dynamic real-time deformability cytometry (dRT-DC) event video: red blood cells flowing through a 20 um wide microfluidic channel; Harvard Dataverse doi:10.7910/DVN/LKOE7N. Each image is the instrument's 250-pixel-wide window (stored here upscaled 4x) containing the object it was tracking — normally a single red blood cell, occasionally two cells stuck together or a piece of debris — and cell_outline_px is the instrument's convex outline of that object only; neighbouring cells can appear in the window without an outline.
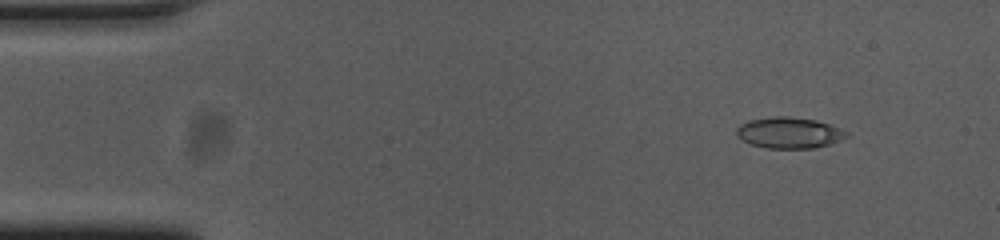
{"species": "common noctule bat (a hibernating species)", "species_latin": "Nyctalus noctula", "temperature_condition": "cold", "stored_images_in_passage": 52, "camera_frame_rate_fps": 3000, "um_per_image_px": 0.085, "animal": {"sex": "female", "body_mass_g": 23.0, "forearm_length_mm": 53.4}, "frame": {"image": 1, "passage_image": 3, "time_ms": 0.667, "image_size_px": [1000, 240], "cell_outline_px": [[848, 136], [840, 140], [828, 144], [812, 148], [768, 148], [752, 144], [736, 136], [736, 128], [740, 124], [748, 120], [772, 116], [788, 116], [816, 120], [832, 124], [848, 132]], "centroid_in_image_um": [67.07, 11.27], "position_along_channel_um": 17.9, "area_um2": 19.94}}
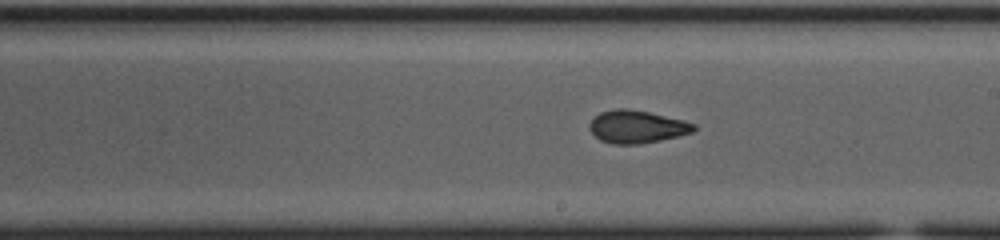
{"frame": {"image": 2, "passage_image": 28, "time_ms": 9.0, "image_size_px": [1000, 240], "cell_outline_px": [[696, 128], [692, 132], [660, 140], [636, 144], [612, 144], [600, 140], [588, 128], [588, 124], [600, 112], [616, 108], [628, 108], [648, 112], [684, 120], [696, 124]], "centroid_in_image_um": [54.11, 10.76], "position_along_channel_um": 234.9, "area_um2": 19.77}}
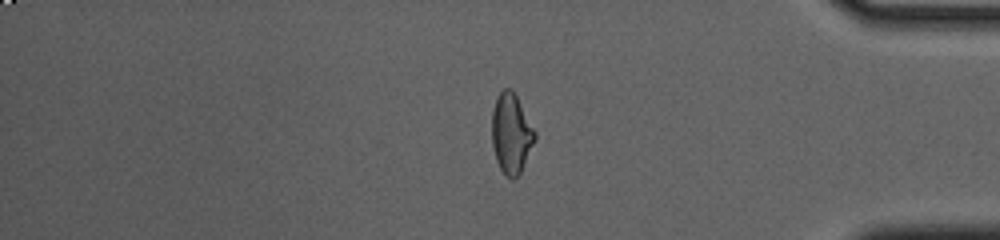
{"frame": {"image": 3, "passage_image": 43, "time_ms": 14.0, "image_size_px": [1000, 240], "cell_outline_px": [[536, 140], [520, 172], [512, 180], [500, 168], [496, 160], [492, 144], [492, 108], [496, 96], [504, 88], [512, 88], [536, 132]], "centroid_in_image_um": [43.45, 11.31], "position_along_channel_um": 391.8, "area_um2": 20.0}, "authors_computed_cell_mechanics": {"area_um2": 19.8832, "velocity_mm_per_s": 3.6808, "shape_relaxation_time_tau1_ms": null, "shape_relaxation_time_tau2_ms": 2.1172, "deformation_change_tau1": null, "deformation_change_tau2": 0.083}}